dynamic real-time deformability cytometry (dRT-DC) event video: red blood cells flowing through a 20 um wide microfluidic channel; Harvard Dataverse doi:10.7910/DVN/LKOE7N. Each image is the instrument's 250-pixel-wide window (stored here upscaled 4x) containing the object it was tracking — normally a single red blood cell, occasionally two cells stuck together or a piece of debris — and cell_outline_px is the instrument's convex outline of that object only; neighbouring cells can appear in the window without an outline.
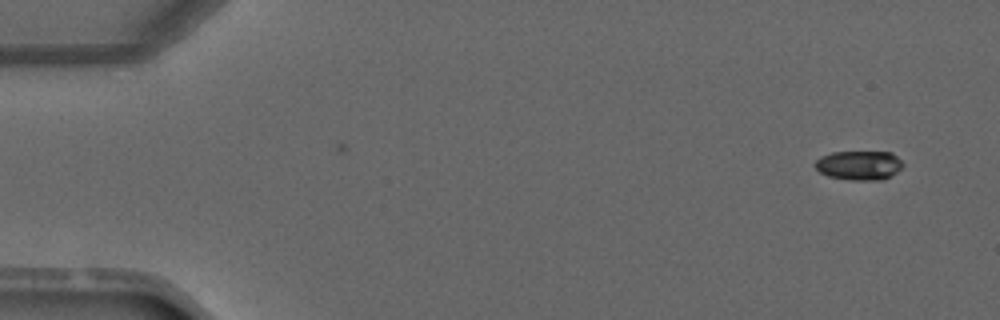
{"species": "common noctule bat (a hibernating species)", "species_latin": "Nyctalus noctula", "temperature_condition": "warm", "stored_images_in_passage": 5, "camera_frame_rate_fps": 3000, "um_per_image_px": 0.085, "animal": {"sex": "male", "forearm_length_mm": 52.5}, "frame": {"image": 1, "passage_image": 1, "time_ms": 0.0, "image_size_px": [1000, 320], "cell_outline_px": [[904, 164], [896, 172], [884, 180], [852, 180], [828, 176], [820, 172], [812, 164], [820, 156], [832, 152], [892, 152]], "centroid_in_image_um": [73.0, 14.05], "position_along_channel_um": 12.0, "area_um2": 15.03}}